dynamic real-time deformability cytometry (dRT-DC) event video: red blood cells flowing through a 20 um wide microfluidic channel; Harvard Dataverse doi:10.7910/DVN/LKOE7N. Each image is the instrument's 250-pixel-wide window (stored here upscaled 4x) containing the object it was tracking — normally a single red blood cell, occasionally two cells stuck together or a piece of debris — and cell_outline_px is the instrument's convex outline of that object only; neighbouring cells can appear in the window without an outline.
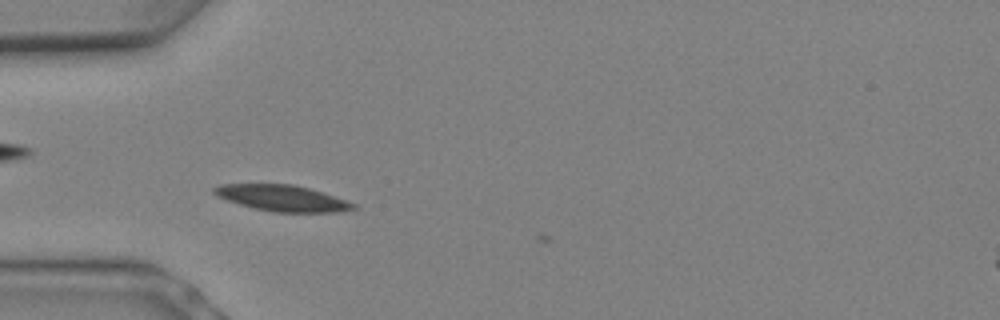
{"species": "Egyptian fruit bat (a non-hibernating species)", "species_latin": "Rousettus aegyptiacus", "temperature_condition": "warm", "stored_images_in_passage": 2, "camera_frame_rate_fps": 3000, "um_per_image_px": 0.085, "animal": {"sex": "female"}, "frame": {"image": 1, "passage_image": 1, "time_ms": 0.0, "image_size_px": [1000, 320], "cell_outline_px": [[356, 208], [340, 212], [272, 212], [240, 204], [216, 196], [212, 192], [212, 188], [220, 184], [292, 184], [324, 192], [356, 204]], "centroid_in_image_um": [23.99, 16.83], "position_along_channel_um": 61.0, "area_um2": 21.1}}